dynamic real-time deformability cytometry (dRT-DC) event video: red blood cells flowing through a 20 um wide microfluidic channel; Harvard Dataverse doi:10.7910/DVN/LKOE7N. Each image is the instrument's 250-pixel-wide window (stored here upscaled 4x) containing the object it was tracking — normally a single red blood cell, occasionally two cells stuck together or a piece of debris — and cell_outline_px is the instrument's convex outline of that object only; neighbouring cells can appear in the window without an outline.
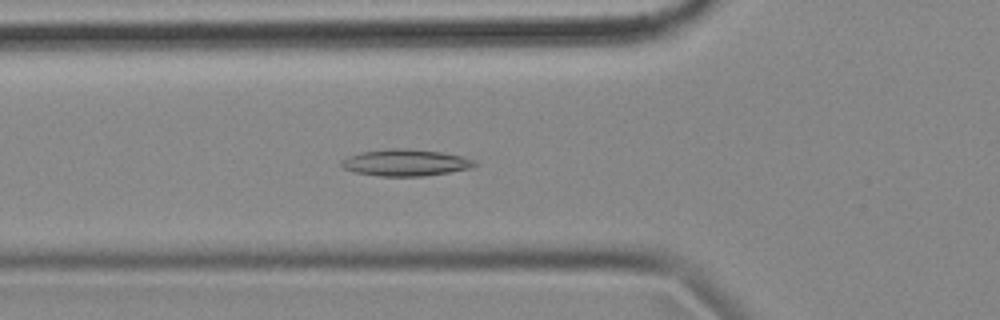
{"species": "common noctule bat (a hibernating species)", "species_latin": "Nyctalus noctula", "temperature_condition": "cold", "stored_images_in_passage": 54, "camera_frame_rate_fps": 3000, "um_per_image_px": 0.085, "animal": {"sex": "female", "body_mass_g": 18.4}, "frame": {"image": 1, "passage_image": 16, "time_ms": 5.0, "image_size_px": [1000, 320], "cell_outline_px": [[476, 164], [468, 168], [448, 172], [424, 176], [376, 176], [356, 172], [344, 168], [340, 164], [340, 160], [348, 156], [360, 152], [392, 148], [400, 148], [440, 152], [460, 156], [472, 160]], "centroid_in_image_um": [34.38, 13.82], "position_along_channel_um": 91.4, "area_um2": 20.35}}
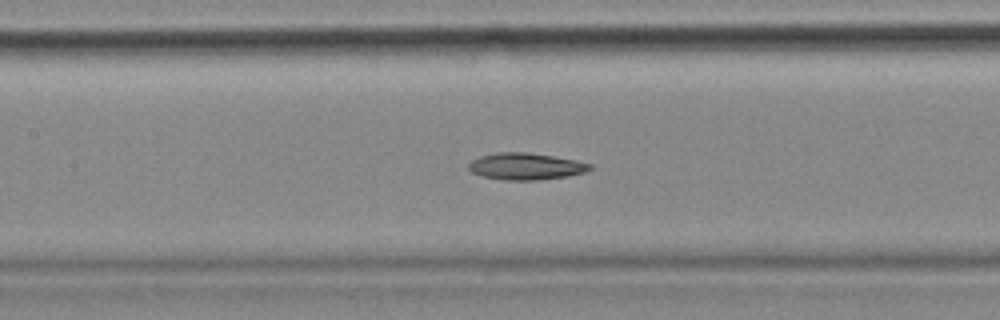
{"frame": {"image": 2, "passage_image": 22, "time_ms": 7.0, "image_size_px": [1000, 320], "cell_outline_px": [[592, 168], [584, 172], [568, 176], [540, 180], [504, 180], [484, 176], [472, 172], [468, 168], [468, 164], [472, 160], [480, 156], [500, 152], [524, 152], [552, 156], [576, 160], [592, 164]], "centroid_in_image_um": [44.7, 14.14], "position_along_channel_um": 162.7, "area_um2": 18.79}}
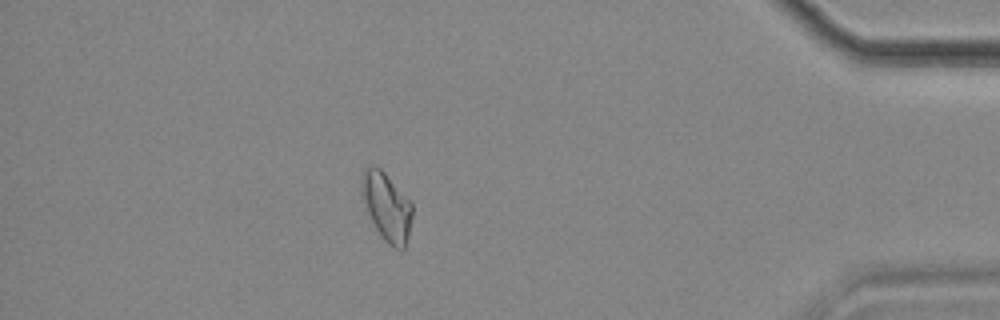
{"frame": {"image": 3, "passage_image": 46, "time_ms": 15.0, "image_size_px": [1000, 320], "cell_outline_px": [[412, 216], [408, 236], [404, 248], [396, 248], [388, 244], [380, 236], [368, 212], [364, 200], [360, 180], [364, 172], [368, 168], [380, 168], [384, 172], [412, 204]], "centroid_in_image_um": [32.88, 17.61], "position_along_channel_um": 402.3, "area_um2": 19.31}}